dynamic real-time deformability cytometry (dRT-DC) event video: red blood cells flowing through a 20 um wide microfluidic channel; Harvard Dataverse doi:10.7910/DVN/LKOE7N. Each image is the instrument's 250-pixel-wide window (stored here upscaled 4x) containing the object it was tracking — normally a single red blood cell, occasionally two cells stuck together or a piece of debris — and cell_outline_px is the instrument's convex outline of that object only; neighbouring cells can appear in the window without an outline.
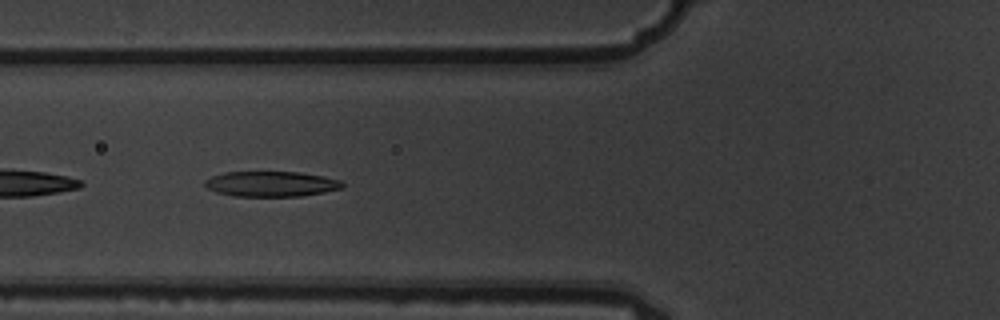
{"species": "common noctule bat (a hibernating species)", "species_latin": "Nyctalus noctula", "temperature_condition": "warm", "stored_images_in_passage": 9, "camera_frame_rate_fps": 3000, "um_per_image_px": 0.085, "animal": {"sex": "male", "body_mass_g": 19.5, "forearm_length_mm": 54.6}, "frame": {"image": 1, "passage_image": 8, "time_ms": 2.333, "image_size_px": [1000, 320], "cell_outline_px": [[344, 188], [324, 192], [300, 196], [232, 196], [216, 192], [208, 188], [204, 184], [204, 180], [212, 176], [224, 172], [300, 172], [340, 180], [344, 184]], "centroid_in_image_um": [23.03, 15.63], "position_along_channel_um": 102.8, "area_um2": 20.23}}
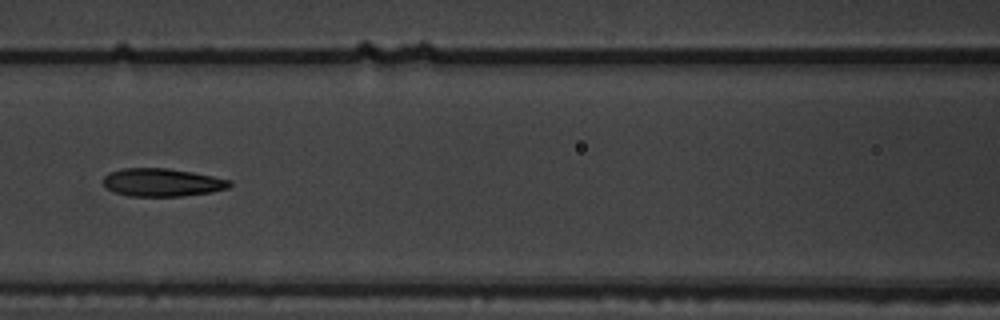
{"frame": {"image": 2, "passage_image": 9, "time_ms": 2.667, "image_size_px": [1000, 320], "cell_outline_px": [[232, 184], [228, 188], [212, 192], [180, 196], [128, 196], [112, 192], [104, 184], [104, 176], [108, 172], [124, 168], [168, 168], [192, 172], [232, 180]], "centroid_in_image_um": [13.78, 15.5], "position_along_channel_um": 152.8, "area_um2": 20.69}}